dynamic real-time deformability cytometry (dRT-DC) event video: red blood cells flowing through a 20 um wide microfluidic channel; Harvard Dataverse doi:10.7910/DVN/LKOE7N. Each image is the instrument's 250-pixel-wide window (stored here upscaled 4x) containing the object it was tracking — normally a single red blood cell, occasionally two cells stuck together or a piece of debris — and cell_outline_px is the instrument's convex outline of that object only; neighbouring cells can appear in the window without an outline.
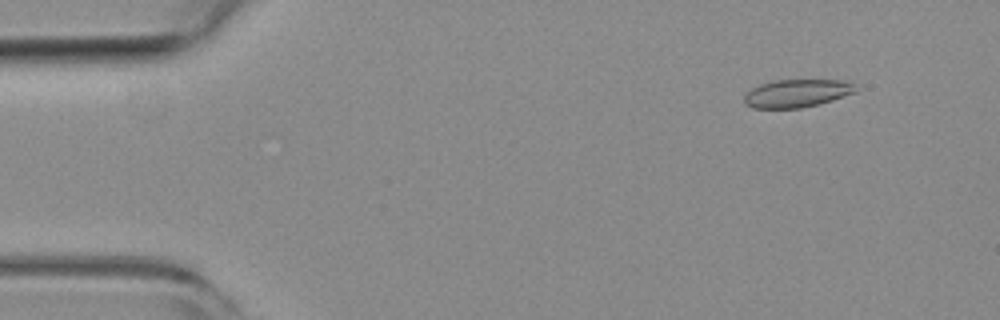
{"species": "common noctule bat (a hibernating species)", "species_latin": "Nyctalus noctula", "temperature_condition": "room temperature", "stored_images_in_passage": 53, "camera_frame_rate_fps": 3000, "um_per_image_px": 0.085, "animal": {"sex": "female", "body_mass_g": 19.3, "forearm_length_mm": 54.1}, "frame": {"image": 1, "passage_image": 5, "time_ms": 1.333, "image_size_px": [1000, 320], "cell_outline_px": [[860, 88], [856, 92], [820, 104], [800, 108], [752, 108], [744, 104], [744, 92], [760, 84], [772, 80], [840, 80], [856, 84]], "centroid_in_image_um": [67.73, 7.93], "position_along_channel_um": 17.3, "area_um2": 18.44}}
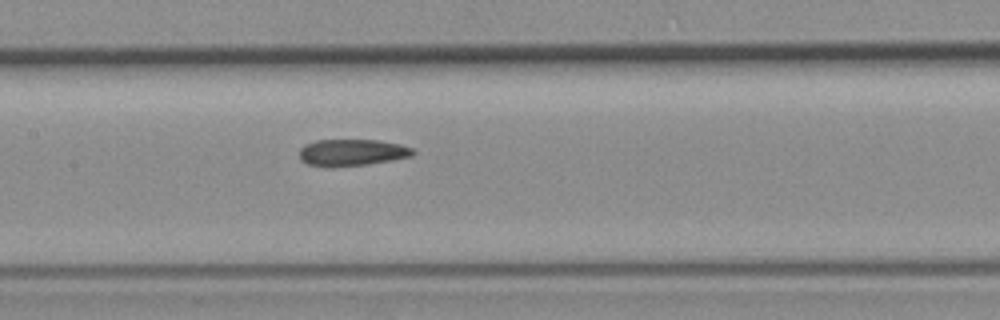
{"frame": {"image": 2, "passage_image": 25, "time_ms": 8.0, "image_size_px": [1000, 320], "cell_outline_px": [[416, 152], [412, 156], [392, 160], [364, 164], [332, 168], [308, 164], [300, 160], [300, 148], [304, 144], [316, 140], [376, 140], [400, 144], [412, 148]], "centroid_in_image_um": [29.89, 12.96], "position_along_channel_um": 177.5, "area_um2": 17.74}}
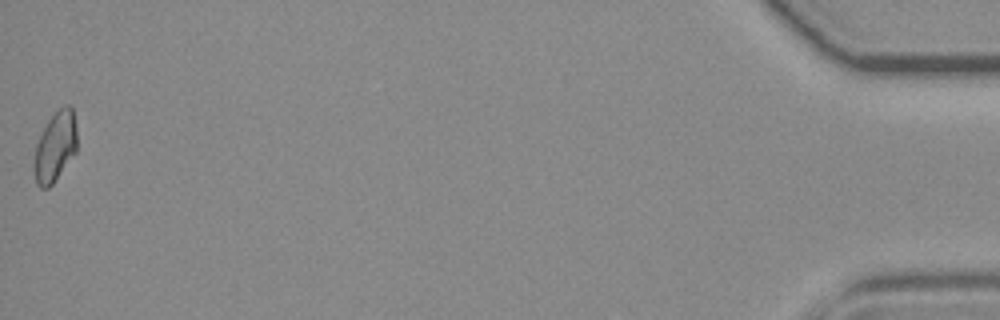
{"frame": {"image": 3, "passage_image": 53, "time_ms": 17.333, "image_size_px": [1000, 320], "cell_outline_px": [[76, 152], [52, 184], [48, 188], [40, 188], [36, 184], [32, 168], [32, 164], [36, 144], [48, 120], [64, 104], [68, 104], [72, 108], [76, 128]], "centroid_in_image_um": [4.66, 12.5], "position_along_channel_um": 430.5, "area_um2": 17.51}}